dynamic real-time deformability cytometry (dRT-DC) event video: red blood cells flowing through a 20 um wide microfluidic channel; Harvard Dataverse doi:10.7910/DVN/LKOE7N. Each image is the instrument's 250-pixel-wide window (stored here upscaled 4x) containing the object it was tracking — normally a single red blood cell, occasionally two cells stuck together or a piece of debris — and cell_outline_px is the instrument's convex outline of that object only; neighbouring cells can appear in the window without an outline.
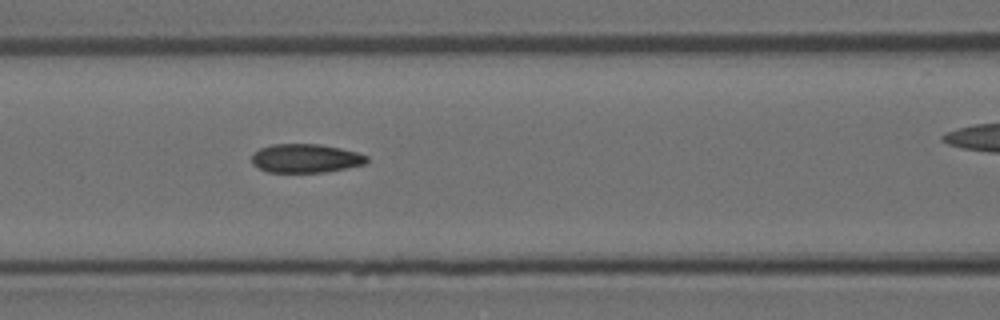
{"species": "Egyptian fruit bat (a non-hibernating species)", "species_latin": "Rousettus aegyptiacus", "temperature_condition": "room temperature", "stored_images_in_passage": 7, "segment_of_instrument_passage": [1, 2], "camera_frame_rate_fps": 3000, "um_per_image_px": 0.085, "animal": {"sex": "female"}, "frame": {"image": 1, "passage_image": 6, "time_ms": 1.667, "image_size_px": [1000, 320], "cell_outline_px": [[368, 160], [364, 164], [324, 172], [268, 172], [252, 164], [252, 156], [260, 148], [272, 144], [320, 144], [340, 148], [356, 152], [368, 156]], "centroid_in_image_um": [25.97, 13.45], "position_along_channel_um": 140.6, "area_um2": 19.07}}